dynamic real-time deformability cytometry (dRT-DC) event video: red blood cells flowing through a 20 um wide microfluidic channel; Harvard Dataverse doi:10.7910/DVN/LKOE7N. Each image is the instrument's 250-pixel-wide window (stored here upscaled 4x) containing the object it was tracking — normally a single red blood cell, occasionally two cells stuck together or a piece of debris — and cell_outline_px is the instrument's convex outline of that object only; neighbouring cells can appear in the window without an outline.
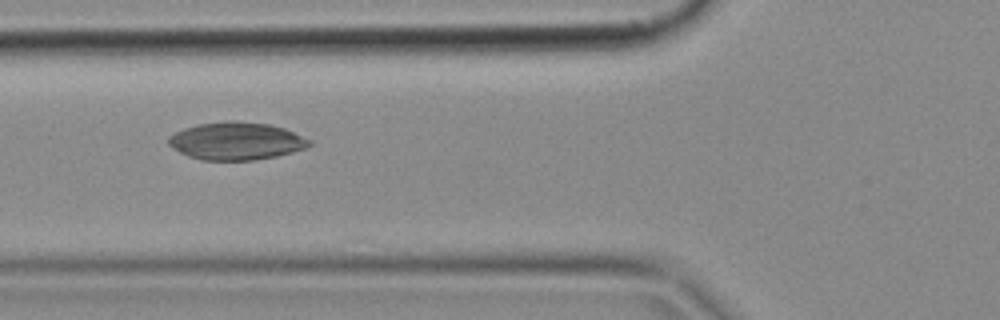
{"species": "common noctule bat (a hibernating species)", "species_latin": "Nyctalus noctula", "temperature_condition": "cold", "stored_images_in_passage": 22, "camera_frame_rate_fps": 3000, "um_per_image_px": 0.085, "animal": {"sex": "female", "body_mass_g": 18.4}, "frame": {"image": 1, "passage_image": 4, "time_ms": 1.0, "image_size_px": [1000, 320], "cell_outline_px": [[312, 144], [308, 148], [276, 156], [252, 160], [200, 160], [188, 156], [180, 152], [168, 144], [168, 136], [184, 128], [200, 124], [224, 120], [236, 120], [268, 124], [284, 128], [312, 140]], "centroid_in_image_um": [20.1, 11.98], "position_along_channel_um": 105.7, "area_um2": 31.04}}
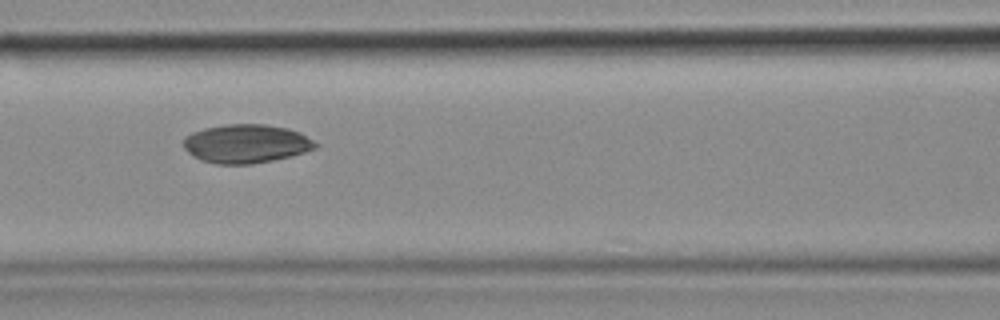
{"frame": {"image": 2, "passage_image": 7, "time_ms": 2.0, "image_size_px": [1000, 320], "cell_outline_px": [[320, 144], [316, 148], [292, 156], [252, 164], [216, 164], [200, 160], [192, 156], [184, 148], [184, 136], [192, 132], [204, 128], [224, 124], [264, 124], [288, 128], [300, 132]], "centroid_in_image_um": [20.92, 12.21], "position_along_channel_um": 145.7, "area_um2": 30.0}}